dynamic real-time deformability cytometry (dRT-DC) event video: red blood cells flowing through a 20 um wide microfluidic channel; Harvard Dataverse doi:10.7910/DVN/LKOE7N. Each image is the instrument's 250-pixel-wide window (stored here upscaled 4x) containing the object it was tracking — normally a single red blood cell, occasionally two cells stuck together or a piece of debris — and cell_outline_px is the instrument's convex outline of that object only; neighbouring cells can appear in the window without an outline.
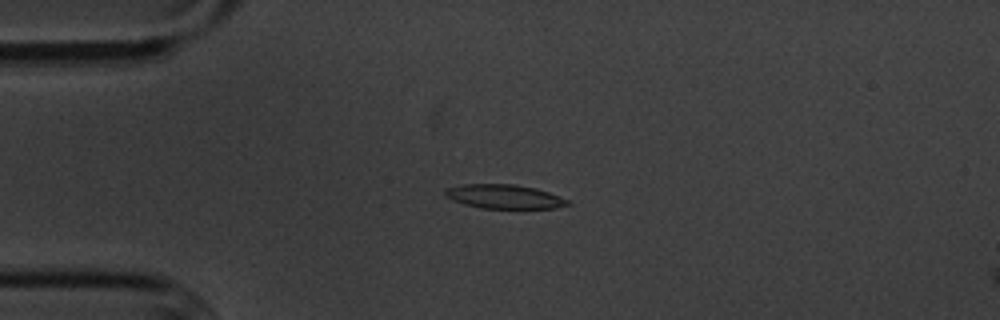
{"species": "common noctule bat (a hibernating species)", "species_latin": "Nyctalus noctula", "temperature_condition": "cold", "stored_images_in_passage": 48, "camera_frame_rate_fps": 3000, "um_per_image_px": 0.085, "animal": {"sex": "male", "body_mass_g": 20.1, "forearm_length_mm": 53.5}, "frame": {"image": 1, "passage_image": 5, "time_ms": 1.333, "image_size_px": [1000, 320], "cell_outline_px": [[572, 204], [556, 208], [484, 208], [464, 204], [444, 196], [444, 192], [448, 188], [464, 184], [512, 184], [536, 188], [548, 192], [568, 200]], "centroid_in_image_um": [42.88, 16.71], "position_along_channel_um": 42.1, "area_um2": 16.99}}
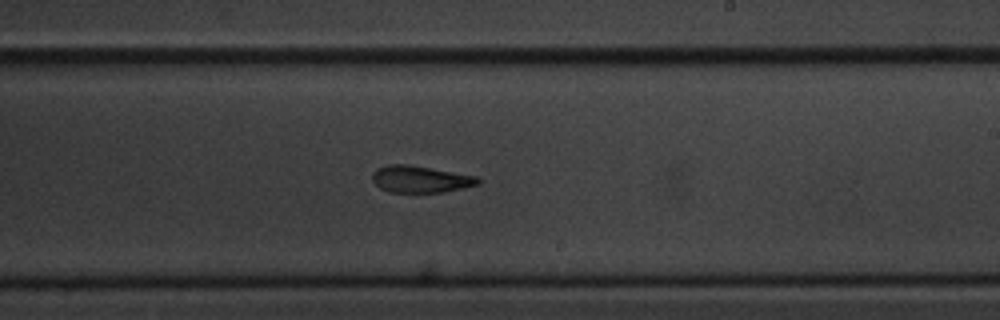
{"frame": {"image": 2, "passage_image": 25, "time_ms": 8.0, "image_size_px": [1000, 320], "cell_outline_px": [[480, 184], [464, 188], [444, 192], [388, 192], [380, 188], [372, 180], [372, 172], [376, 168], [388, 164], [408, 164], [476, 176], [480, 180]], "centroid_in_image_um": [35.71, 15.23], "position_along_channel_um": 253.3, "area_um2": 16.59}}
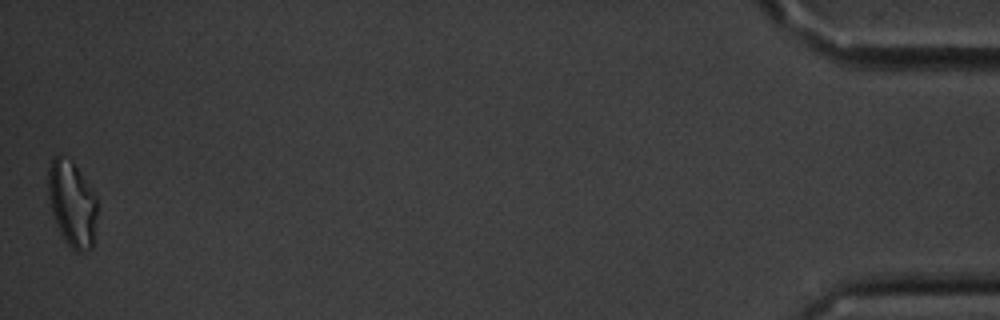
{"frame": {"image": 3, "passage_image": 48, "time_ms": 15.667, "image_size_px": [1000, 320], "cell_outline_px": [[96, 216], [92, 248], [84, 252], [76, 252], [64, 240], [60, 232], [52, 212], [48, 196], [48, 168], [52, 156], [60, 156], [72, 160], [96, 196]], "centroid_in_image_um": [6.11, 17.31], "position_along_channel_um": 429.1, "area_um2": 24.33}, "authors_computed_cell_mechanics": {"area_um2": 17.7446, "velocity_mm_per_s": 3.4926, "shape_relaxation_time_tau1_ms": 3.3018, "shape_relaxation_time_tau2_ms": 3.9817, "deformation_change_tau1": 0.1171, "deformation_change_tau2": 0.1272}}